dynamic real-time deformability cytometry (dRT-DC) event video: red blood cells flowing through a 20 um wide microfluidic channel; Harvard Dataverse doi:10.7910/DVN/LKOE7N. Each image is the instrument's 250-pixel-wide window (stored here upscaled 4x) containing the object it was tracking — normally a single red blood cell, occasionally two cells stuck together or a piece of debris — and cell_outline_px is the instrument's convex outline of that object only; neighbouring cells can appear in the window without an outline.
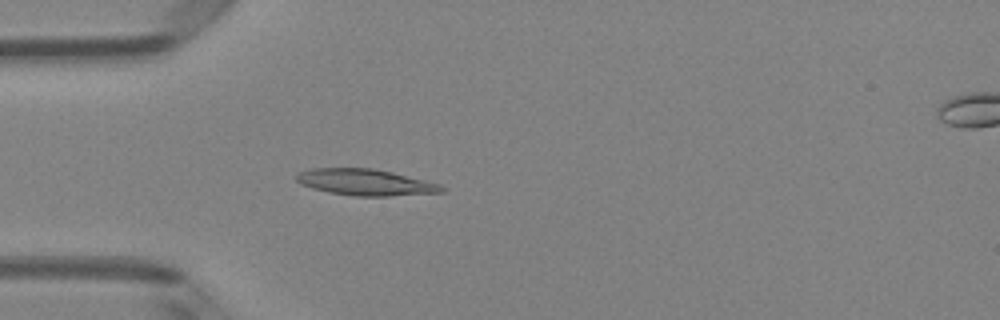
{"species": "Egyptian fruit bat (a non-hibernating species)", "species_latin": "Rousettus aegyptiacus", "temperature_condition": "room temperature", "stored_images_in_passage": 46, "camera_frame_rate_fps": 3000, "um_per_image_px": 0.085, "animal": {"sex": "female"}, "frame": {"image": 1, "passage_image": 10, "time_ms": 3.0, "image_size_px": [1000, 320], "cell_outline_px": [[448, 188], [444, 192], [388, 196], [352, 196], [328, 192], [312, 188], [300, 184], [296, 180], [296, 176], [300, 172], [312, 168], [372, 168], [392, 172], [440, 184]], "centroid_in_image_um": [31.08, 15.5], "position_along_channel_um": 53.9, "area_um2": 22.31}}
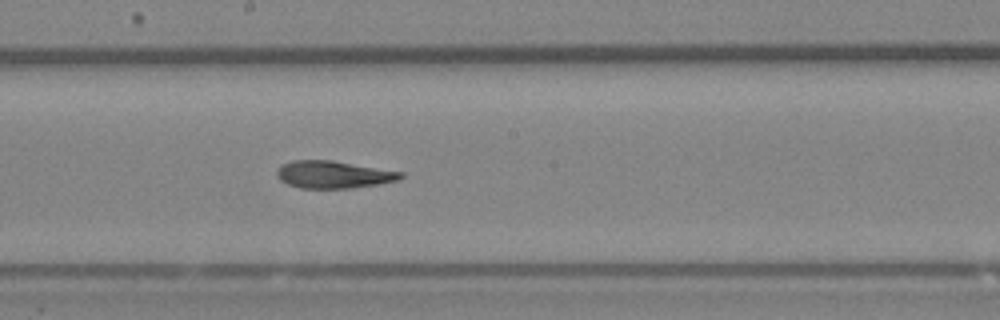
{"frame": {"image": 2, "passage_image": 23, "time_ms": 7.333, "image_size_px": [1000, 320], "cell_outline_px": [[404, 176], [400, 180], [380, 184], [348, 188], [300, 188], [288, 184], [280, 180], [276, 176], [276, 172], [280, 164], [292, 160], [332, 160], [404, 172]], "centroid_in_image_um": [28.34, 14.83], "position_along_channel_um": 219.9, "area_um2": 19.94}}
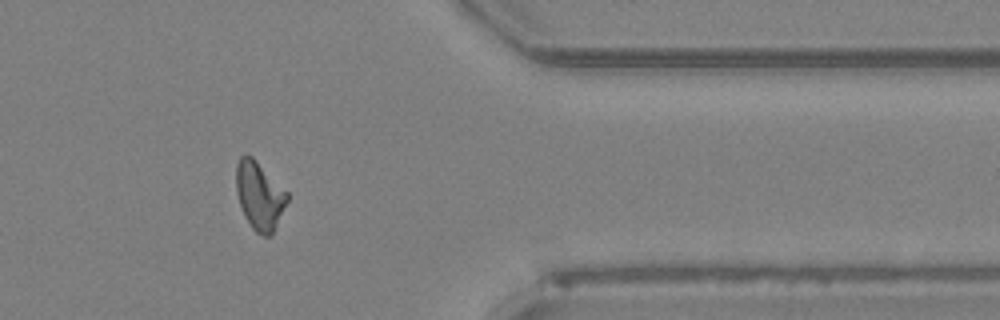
{"frame": {"image": 3, "passage_image": 37, "time_ms": 12.0, "image_size_px": [1000, 320], "cell_outline_px": [[288, 200], [272, 232], [268, 236], [264, 236], [256, 232], [252, 228], [244, 216], [236, 192], [236, 164], [240, 156], [244, 152], [252, 156], [288, 192]], "centroid_in_image_um": [22.03, 16.58], "position_along_channel_um": 389.4, "area_um2": 20.11}, "authors_computed_cell_mechanics": {"area_um2": 20.2011, "velocity_mm_per_s": 4.0083, "shape_relaxation_time_tau1_ms": null, "shape_relaxation_time_tau2_ms": 8.5514, "deformation_change_tau1": null, "deformation_change_tau2": 0.1784}}